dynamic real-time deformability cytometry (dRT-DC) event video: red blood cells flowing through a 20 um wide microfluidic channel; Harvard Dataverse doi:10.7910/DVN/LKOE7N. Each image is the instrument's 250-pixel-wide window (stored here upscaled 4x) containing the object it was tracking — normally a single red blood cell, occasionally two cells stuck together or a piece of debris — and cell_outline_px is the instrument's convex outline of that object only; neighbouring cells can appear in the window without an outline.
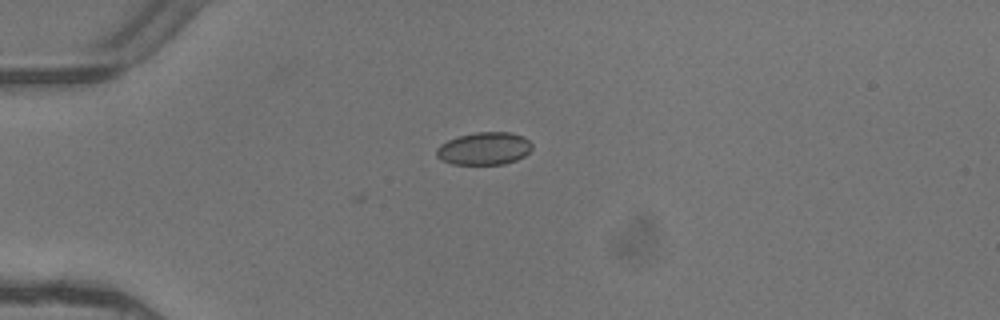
{"species": "common noctule bat (a hibernating species)", "species_latin": "Nyctalus noctula", "temperature_condition": "warm", "stored_images_in_passage": 5, "camera_frame_rate_fps": 3000, "um_per_image_px": 0.085, "animal": {"sex": "female"}, "frame": {"image": 1, "passage_image": 5, "time_ms": 1.333, "image_size_px": [1000, 320], "cell_outline_px": [[532, 148], [524, 156], [516, 160], [504, 164], [452, 164], [436, 156], [436, 148], [440, 144], [448, 140], [460, 136], [476, 132], [512, 132], [524, 136], [532, 144]], "centroid_in_image_um": [41.17, 12.62], "position_along_channel_um": 43.8, "area_um2": 18.15}}